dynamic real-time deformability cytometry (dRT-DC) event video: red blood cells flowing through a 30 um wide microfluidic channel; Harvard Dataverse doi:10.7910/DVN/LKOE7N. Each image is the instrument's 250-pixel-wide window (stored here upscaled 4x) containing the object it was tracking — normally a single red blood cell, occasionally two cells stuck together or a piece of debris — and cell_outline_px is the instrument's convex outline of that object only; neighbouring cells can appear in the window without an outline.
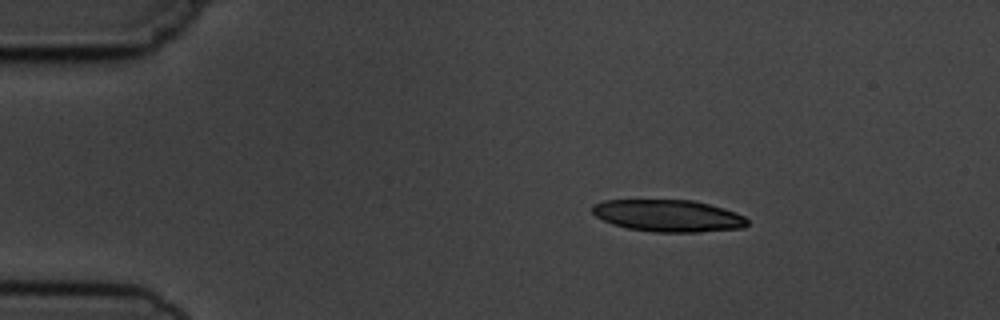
{"species": "common noctule bat (a hibernating species)", "species_latin": "Nyctalus noctula", "temperature_condition": "cold", "stored_images_in_passage": 4, "camera_frame_rate_fps": 3000, "um_per_image_px": 0.085, "animal": {"sex": "male", "body_mass_g": 19.5, "forearm_length_mm": 54.6}, "frame": {"image": 1, "passage_image": 2, "time_ms": 1.0, "image_size_px": [1000, 320], "cell_outline_px": [[748, 224], [744, 228], [700, 232], [652, 232], [628, 228], [612, 224], [596, 216], [592, 212], [592, 204], [604, 200], [692, 200], [724, 208], [736, 212], [744, 216], [748, 220]], "centroid_in_image_um": [56.81, 18.34], "position_along_channel_um": 28.2, "area_um2": 29.02}}